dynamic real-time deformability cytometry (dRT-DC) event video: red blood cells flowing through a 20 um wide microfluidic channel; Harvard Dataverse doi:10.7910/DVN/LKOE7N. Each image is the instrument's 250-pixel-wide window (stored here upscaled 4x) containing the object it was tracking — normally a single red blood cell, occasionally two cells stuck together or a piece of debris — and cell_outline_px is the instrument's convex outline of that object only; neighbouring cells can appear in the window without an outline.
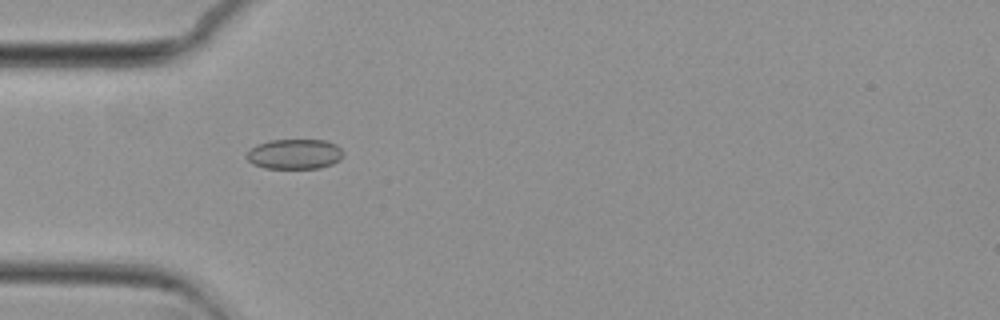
{"species": "common noctule bat (a hibernating species)", "species_latin": "Nyctalus noctula", "temperature_condition": "cold", "stored_images_in_passage": 38, "camera_frame_rate_fps": 3000, "um_per_image_px": 0.085, "animal": {"sex": "female", "body_mass_g": 29.2, "forearm_length_mm": 56.3}, "frame": {"image": 1, "passage_image": 3, "time_ms": 0.667, "image_size_px": [1000, 320], "cell_outline_px": [[344, 156], [340, 160], [332, 164], [320, 168], [264, 168], [252, 164], [244, 156], [256, 144], [268, 140], [324, 140], [336, 144], [344, 152]], "centroid_in_image_um": [25.04, 13.09], "position_along_channel_um": 60.0, "area_um2": 17.11}}
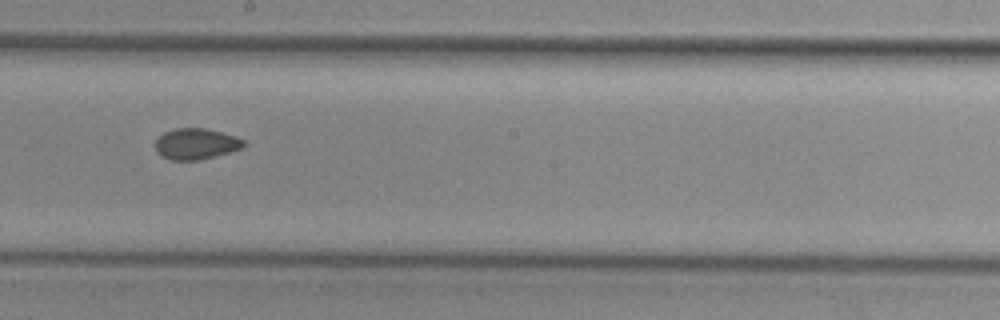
{"frame": {"image": 2, "passage_image": 17, "time_ms": 5.333, "image_size_px": [1000, 320], "cell_outline_px": [[244, 144], [240, 148], [228, 152], [200, 160], [172, 160], [160, 156], [156, 152], [156, 136], [164, 132], [176, 128], [204, 128], [236, 136], [244, 140]], "centroid_in_image_um": [16.6, 12.22], "position_along_channel_um": 231.6, "area_um2": 15.9}}
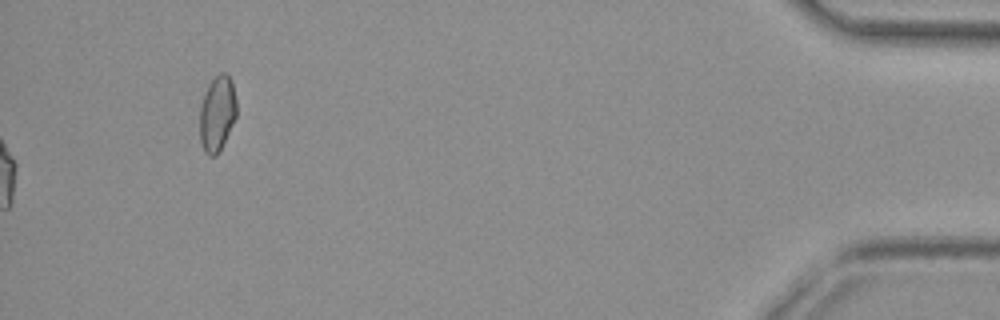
{"frame": {"image": 3, "passage_image": 38, "time_ms": 12.333, "image_size_px": [1000, 320], "cell_outline_px": [[236, 116], [216, 156], [208, 156], [204, 152], [200, 140], [200, 108], [204, 96], [212, 80], [220, 72], [224, 72], [232, 80], [236, 100]], "centroid_in_image_um": [18.46, 9.65], "position_along_channel_um": 416.7, "area_um2": 15.84}, "authors_computed_cell_mechanics": {"area_um2": 16.6464, "velocity_mm_per_s": 3.7244, "shape_relaxation_time_tau1_ms": null, "shape_relaxation_time_tau2_ms": 4.3436, "deformation_change_tau1": null, "deformation_change_tau2": 0.0699}}